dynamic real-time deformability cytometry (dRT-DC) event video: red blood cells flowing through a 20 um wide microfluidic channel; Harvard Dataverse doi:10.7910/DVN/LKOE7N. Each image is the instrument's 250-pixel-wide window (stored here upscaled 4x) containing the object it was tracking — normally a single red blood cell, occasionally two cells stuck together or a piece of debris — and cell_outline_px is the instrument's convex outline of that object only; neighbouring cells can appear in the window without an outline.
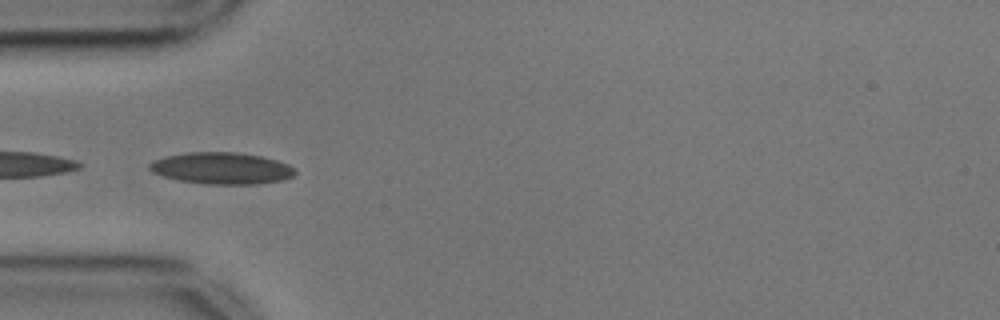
{"species": "common noctule bat (a hibernating species)", "species_latin": "Nyctalus noctula", "temperature_condition": "cold", "stored_images_in_passage": 23, "camera_frame_rate_fps": 3000, "um_per_image_px": 0.085, "animal": {"sex": "male", "body_mass_g": 17.9, "forearm_length_mm": 54.2}, "frame": {"image": 1, "passage_image": 16, "time_ms": 5.0, "image_size_px": [1000, 320], "cell_outline_px": [[296, 172], [292, 176], [284, 180], [256, 184], [204, 184], [180, 180], [164, 176], [152, 172], [148, 168], [148, 164], [156, 160], [168, 156], [188, 152], [236, 152], [260, 156], [276, 160], [288, 164], [296, 168]], "centroid_in_image_um": [18.87, 14.3], "position_along_channel_um": 66.1, "area_um2": 26.76}}